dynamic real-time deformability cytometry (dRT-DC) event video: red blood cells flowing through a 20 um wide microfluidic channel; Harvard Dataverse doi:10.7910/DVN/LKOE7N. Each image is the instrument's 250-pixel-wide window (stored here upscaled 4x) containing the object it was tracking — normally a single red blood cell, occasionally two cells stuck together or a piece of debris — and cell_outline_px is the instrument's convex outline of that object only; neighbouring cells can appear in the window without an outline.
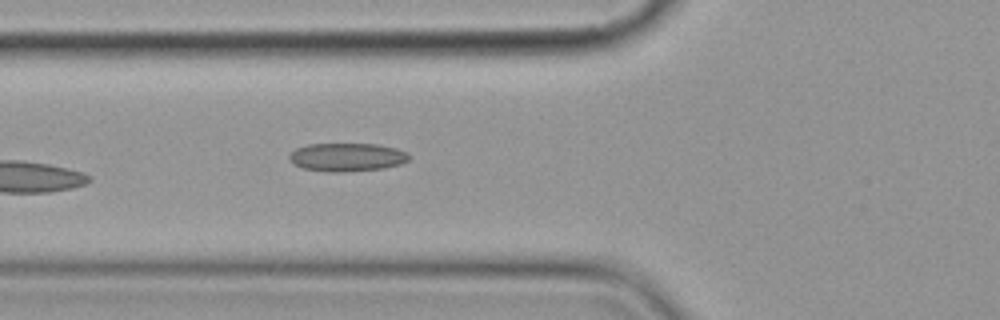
{"species": "common noctule bat (a hibernating species)", "species_latin": "Nyctalus noctula", "temperature_condition": "cold", "stored_images_in_passage": 5, "camera_frame_rate_fps": 3000, "um_per_image_px": 0.085, "animal": {"sex": "female", "body_mass_g": 19.9}, "frame": {"image": 1, "passage_image": 5, "time_ms": 5.667, "image_size_px": [1000, 320], "cell_outline_px": [[412, 156], [408, 160], [400, 164], [384, 168], [344, 172], [324, 172], [300, 168], [292, 164], [288, 160], [288, 156], [296, 148], [308, 144], [376, 144], [396, 148], [408, 152]], "centroid_in_image_um": [29.47, 13.37], "position_along_channel_um": 96.3, "area_um2": 20.11}}